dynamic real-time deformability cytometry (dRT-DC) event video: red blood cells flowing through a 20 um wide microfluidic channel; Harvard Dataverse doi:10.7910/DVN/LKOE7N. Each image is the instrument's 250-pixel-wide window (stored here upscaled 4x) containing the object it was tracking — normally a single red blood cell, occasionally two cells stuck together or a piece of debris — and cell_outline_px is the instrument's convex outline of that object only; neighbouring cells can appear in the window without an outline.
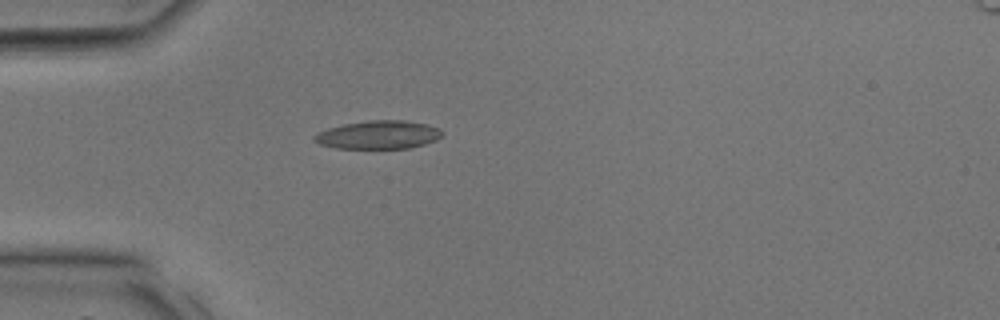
{"species": "common noctule bat (a hibernating species)", "species_latin": "Nyctalus noctula", "temperature_condition": "room temperature", "stored_images_in_passage": 24, "camera_frame_rate_fps": 3000, "um_per_image_px": 0.085, "animal": {"sex": "male", "body_mass_g": 17.9, "forearm_length_mm": 54.2}, "frame": {"image": 1, "passage_image": 1, "time_ms": 0.0, "image_size_px": [1000, 320], "cell_outline_px": [[444, 132], [436, 140], [424, 144], [408, 148], [336, 148], [320, 144], [312, 140], [312, 136], [328, 128], [344, 124], [368, 120], [404, 120], [428, 124], [440, 128]], "centroid_in_image_um": [32.18, 11.45], "position_along_channel_um": 52.8, "area_um2": 21.1}}
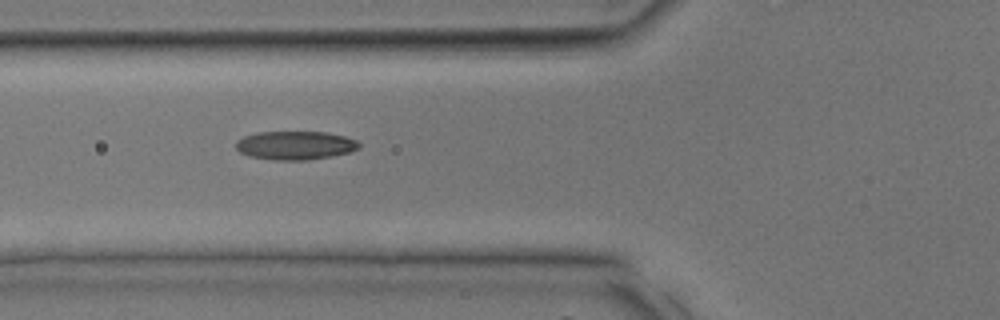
{"frame": {"image": 2, "passage_image": 4, "time_ms": 1.0, "image_size_px": [1000, 320], "cell_outline_px": [[360, 148], [348, 152], [332, 156], [308, 160], [276, 160], [248, 156], [240, 152], [236, 148], [236, 140], [244, 136], [256, 132], [324, 132], [344, 136], [356, 140], [360, 144]], "centroid_in_image_um": [25.07, 12.35], "position_along_channel_um": 100.7, "area_um2": 20.52}}
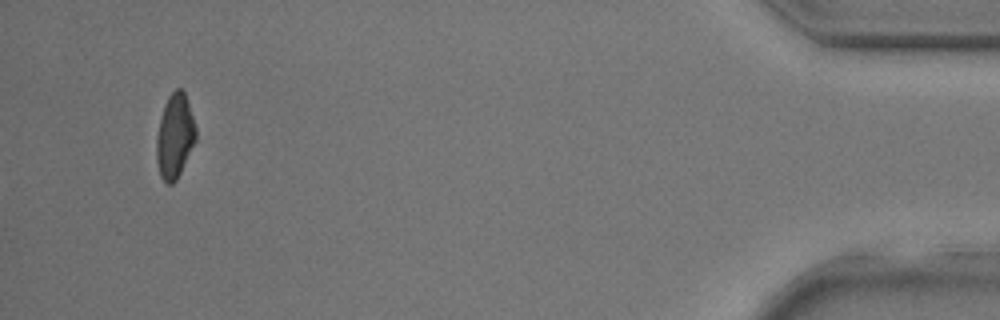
{"frame": {"image": 3, "passage_image": 24, "time_ms": 7.667, "image_size_px": [1000, 320], "cell_outline_px": [[196, 140], [176, 180], [172, 184], [168, 184], [160, 176], [156, 160], [156, 136], [164, 104], [168, 96], [176, 88], [180, 88], [184, 92], [196, 128]], "centroid_in_image_um": [14.84, 11.58], "position_along_channel_um": 420.4, "area_um2": 19.13}}